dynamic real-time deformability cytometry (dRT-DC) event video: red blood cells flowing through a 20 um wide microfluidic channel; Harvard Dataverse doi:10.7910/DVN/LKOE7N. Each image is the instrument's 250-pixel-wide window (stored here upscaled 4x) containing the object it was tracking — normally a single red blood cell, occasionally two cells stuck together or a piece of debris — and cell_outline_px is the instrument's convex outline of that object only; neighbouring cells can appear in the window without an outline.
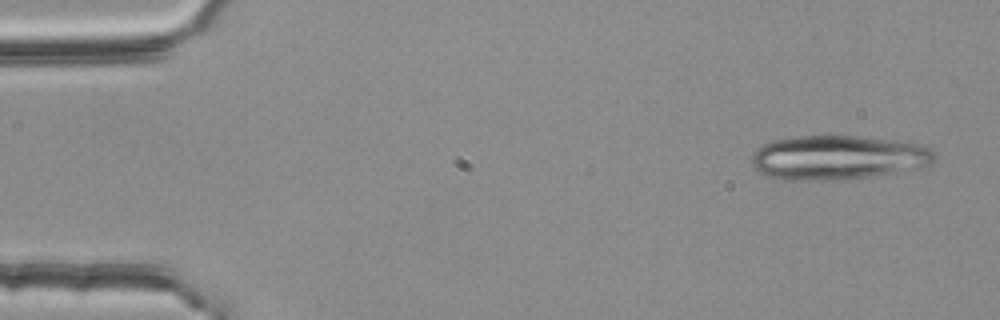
{"species": "common noctule bat (a hibernating species)", "species_latin": "Nyctalus noctula", "temperature_condition": "room temperature", "stored_images_in_passage": 5, "camera_frame_rate_fps": 3000, "um_per_image_px": 0.085, "animal": {"sex": "female", "body_mass_g": 25.1}, "frame": {"image": 1, "passage_image": 1, "time_ms": 0.0, "image_size_px": [1000, 320], "cell_outline_px": [[936, 160], [932, 164], [916, 168], [876, 176], [840, 180], [792, 180], [768, 176], [760, 172], [752, 164], [752, 156], [756, 148], [764, 144], [776, 140], [796, 136], [856, 136], [920, 144], [928, 148], [936, 156]], "centroid_in_image_um": [71.22, 13.4], "position_along_channel_um": 13.8, "area_um2": 46.93}}